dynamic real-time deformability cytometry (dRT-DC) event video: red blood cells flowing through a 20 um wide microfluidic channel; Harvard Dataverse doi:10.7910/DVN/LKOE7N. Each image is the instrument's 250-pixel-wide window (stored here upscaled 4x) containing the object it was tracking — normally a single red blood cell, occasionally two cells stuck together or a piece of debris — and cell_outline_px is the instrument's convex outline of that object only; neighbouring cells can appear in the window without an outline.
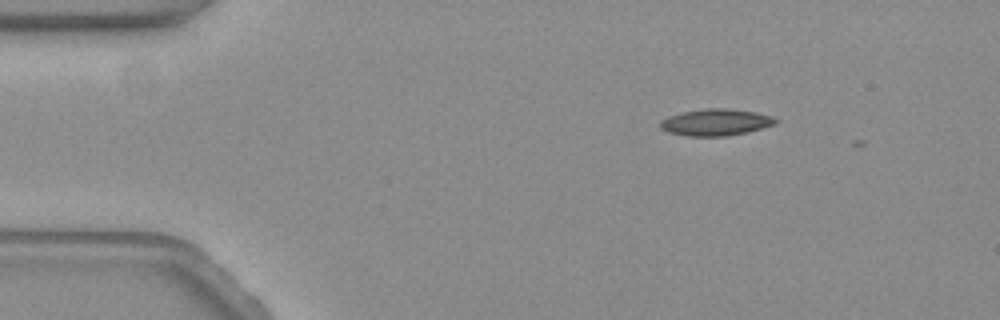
{"species": "common noctule bat (a hibernating species)", "species_latin": "Nyctalus noctula", "temperature_condition": "warm", "stored_images_in_passage": 8, "camera_frame_rate_fps": 3000, "um_per_image_px": 0.085, "animal": {"sex": "female", "body_mass_g": 19.3, "forearm_length_mm": 54.1}, "frame": {"image": 1, "passage_image": 4, "time_ms": 1.0, "image_size_px": [1000, 320], "cell_outline_px": [[780, 120], [776, 124], [748, 132], [728, 136], [688, 136], [668, 132], [660, 128], [660, 120], [668, 116], [680, 112], [704, 108], [724, 108], [756, 112], [772, 116]], "centroid_in_image_um": [60.84, 10.39], "position_along_channel_um": 24.2, "area_um2": 18.15}}